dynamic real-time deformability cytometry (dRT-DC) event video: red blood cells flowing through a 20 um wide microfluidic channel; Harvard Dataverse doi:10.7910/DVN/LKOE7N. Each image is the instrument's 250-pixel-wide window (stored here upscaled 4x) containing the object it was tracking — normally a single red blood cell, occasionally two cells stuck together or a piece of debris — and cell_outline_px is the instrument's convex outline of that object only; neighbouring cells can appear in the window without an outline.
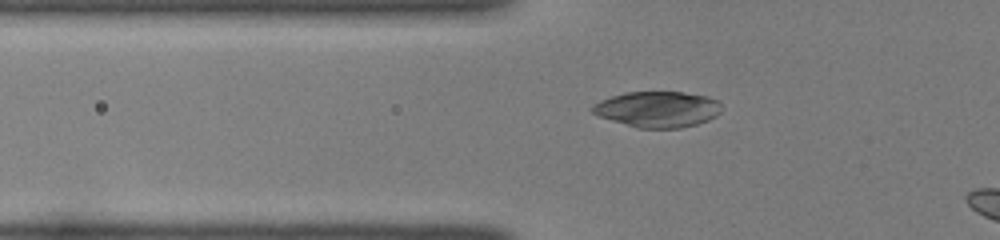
{"species": "common noctule bat (a hibernating species)", "species_latin": "Nyctalus noctula", "temperature_condition": "room temperature", "stored_images_in_passage": 32, "camera_frame_rate_fps": 3000, "um_per_image_px": 0.085, "animal": {"sex": "female", "body_mass_g": 22.0, "forearm_length_mm": 56.7}, "frame": {"image": 1, "passage_image": 3, "time_ms": 0.667, "image_size_px": [1000, 240], "cell_outline_px": [[720, 112], [716, 116], [708, 120], [696, 124], [680, 128], [636, 128], [600, 116], [592, 112], [588, 108], [600, 100], [612, 96], [628, 92], [684, 92], [708, 96], [716, 100], [720, 104]], "centroid_in_image_um": [55.89, 9.29], "position_along_channel_um": 69.9, "area_um2": 26.93}}
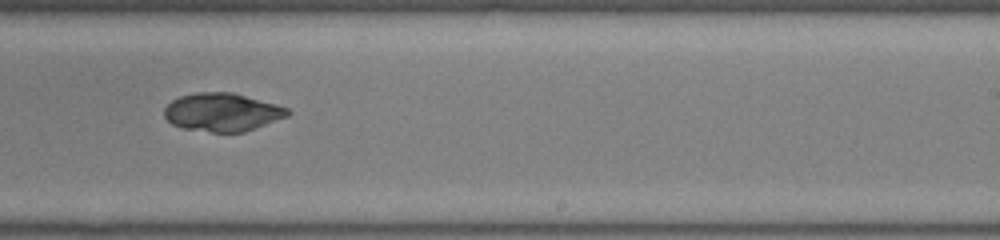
{"frame": {"image": 2, "passage_image": 18, "time_ms": 5.667, "image_size_px": [1000, 240], "cell_outline_px": [[292, 112], [288, 116], [244, 132], [212, 132], [184, 128], [172, 124], [164, 116], [164, 108], [172, 100], [180, 96], [196, 92], [232, 92], [276, 104], [288, 108]], "centroid_in_image_um": [18.89, 9.53], "position_along_channel_um": 270.1, "area_um2": 27.4}}
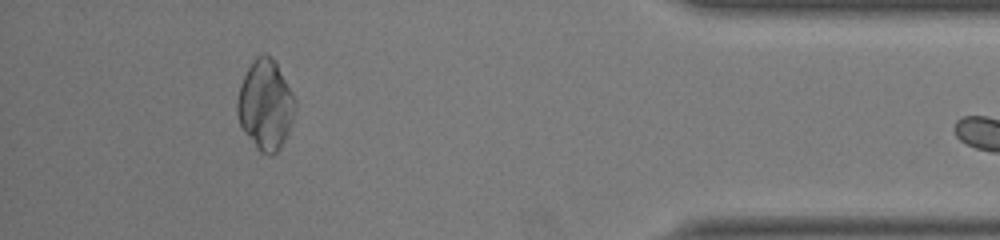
{"frame": {"image": 3, "passage_image": 31, "time_ms": 10.0, "image_size_px": [1000, 240], "cell_outline_px": [[296, 108], [288, 132], [280, 148], [276, 152], [268, 156], [260, 152], [256, 148], [244, 132], [240, 124], [236, 112], [236, 104], [240, 84], [248, 68], [256, 56], [264, 52], [276, 60], [296, 100]], "centroid_in_image_um": [22.56, 8.9], "position_along_channel_um": 412.6, "area_um2": 30.52}}